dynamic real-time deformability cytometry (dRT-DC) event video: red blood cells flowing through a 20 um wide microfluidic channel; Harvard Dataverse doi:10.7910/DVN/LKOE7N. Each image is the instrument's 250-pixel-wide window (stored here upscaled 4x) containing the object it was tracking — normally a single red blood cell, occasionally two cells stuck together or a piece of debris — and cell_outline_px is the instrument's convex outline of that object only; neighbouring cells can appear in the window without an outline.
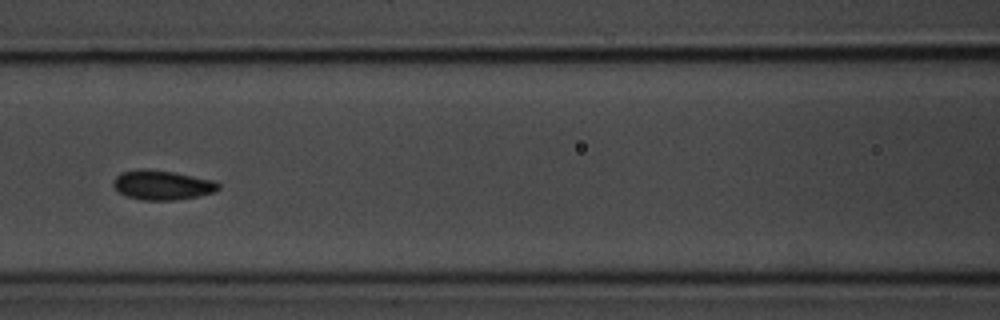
{"species": "common noctule bat (a hibernating species)", "species_latin": "Nyctalus noctula", "temperature_condition": "room temperature", "stored_images_in_passage": 6, "camera_frame_rate_fps": 3000, "um_per_image_px": 0.085, "animal": {"sex": "male", "body_mass_g": 20.1, "forearm_length_mm": 53.5}, "frame": {"image": 1, "passage_image": 4, "time_ms": 3.333, "image_size_px": [1000, 320], "cell_outline_px": [[220, 188], [216, 192], [196, 196], [172, 200], [140, 200], [128, 196], [120, 192], [112, 184], [112, 180], [120, 172], [140, 168], [172, 172], [216, 180], [220, 184]], "centroid_in_image_um": [13.79, 15.72], "position_along_channel_um": 152.8, "area_um2": 18.09}}
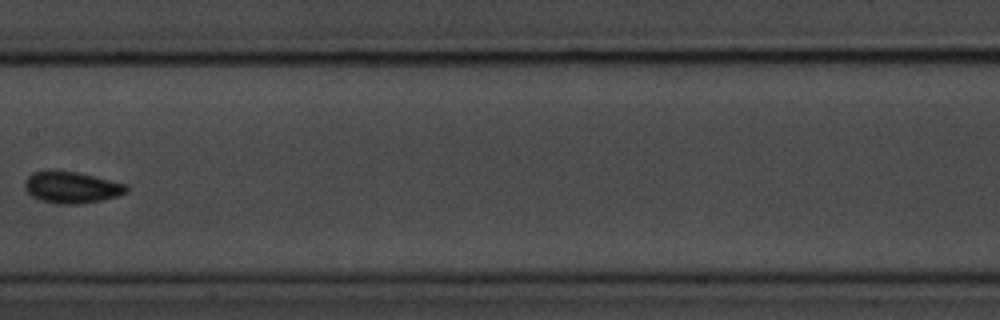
{"frame": {"image": 2, "passage_image": 5, "time_ms": 4.667, "image_size_px": [1000, 320], "cell_outline_px": [[128, 192], [104, 200], [84, 204], [56, 204], [40, 200], [32, 196], [24, 188], [24, 180], [32, 172], [76, 172], [128, 184]], "centroid_in_image_um": [6.11, 15.96], "position_along_channel_um": 201.3, "area_um2": 18.61}}